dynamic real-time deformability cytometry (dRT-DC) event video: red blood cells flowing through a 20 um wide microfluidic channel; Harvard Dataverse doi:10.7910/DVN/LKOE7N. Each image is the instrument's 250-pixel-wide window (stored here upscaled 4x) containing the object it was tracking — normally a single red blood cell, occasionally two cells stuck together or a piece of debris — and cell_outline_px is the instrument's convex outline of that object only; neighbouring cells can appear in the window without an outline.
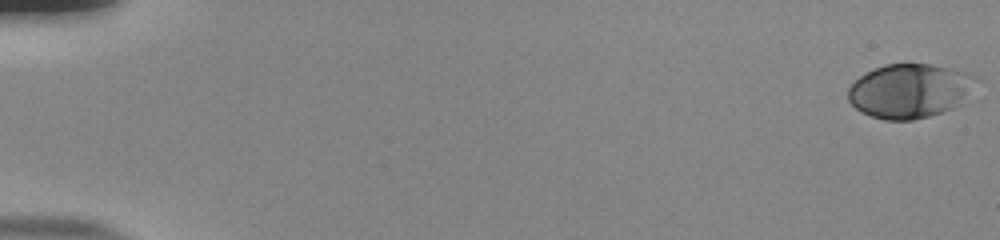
{"species": "human", "species_latin": "Homo sapiens", "temperature_condition": "room temperature", "stored_images_in_passage": 55, "camera_frame_rate_fps": 3000, "um_per_image_px": 0.085, "donor": {"sex": "male"}, "frame": {"image": 1, "passage_image": 1, "time_ms": 0.0, "image_size_px": [1000, 240], "cell_outline_px": [[984, 80], [964, 104], [928, 116], [912, 120], [884, 120], [860, 112], [848, 100], [848, 88], [860, 76], [872, 68], [884, 64], [932, 64], [968, 72], [980, 76]], "centroid_in_image_um": [77.45, 7.71], "position_along_channel_um": 7.5, "area_um2": 41.5}}
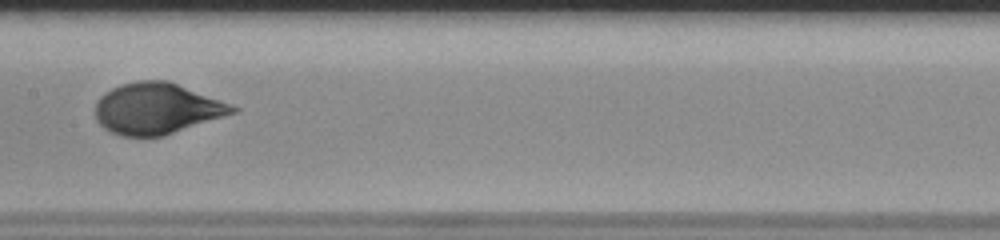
{"frame": {"image": 2, "passage_image": 30, "time_ms": 9.667, "image_size_px": [1000, 240], "cell_outline_px": [[240, 112], [164, 136], [124, 136], [112, 132], [104, 128], [96, 120], [96, 104], [100, 96], [104, 92], [120, 84], [136, 80], [168, 80], [232, 104], [240, 108]], "centroid_in_image_um": [13.38, 9.22], "position_along_channel_um": 194.0, "area_um2": 41.27}}
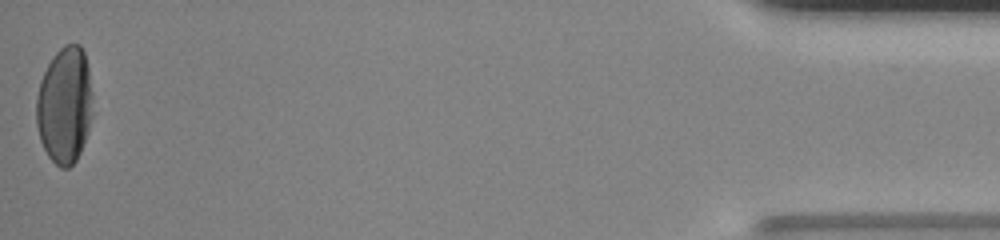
{"frame": {"image": 3, "passage_image": 55, "time_ms": 18.0, "image_size_px": [1000, 240], "cell_outline_px": [[92, 116], [88, 132], [80, 152], [76, 160], [68, 168], [60, 168], [48, 156], [40, 140], [36, 124], [36, 96], [40, 80], [52, 56], [64, 44], [80, 44], [84, 52], [88, 68], [92, 92]], "centroid_in_image_um": [5.49, 8.94], "position_along_channel_um": 429.7, "area_um2": 38.61}, "authors_computed_cell_mechanics": {"area_um2": 39.882, "velocity_mm_per_s": 3.823, "shape_relaxation_time_tau1_ms": 3.3941, "shape_relaxation_time_tau2_ms": null, "deformation_change_tau1": 0.1789, "deformation_change_tau2": null}}